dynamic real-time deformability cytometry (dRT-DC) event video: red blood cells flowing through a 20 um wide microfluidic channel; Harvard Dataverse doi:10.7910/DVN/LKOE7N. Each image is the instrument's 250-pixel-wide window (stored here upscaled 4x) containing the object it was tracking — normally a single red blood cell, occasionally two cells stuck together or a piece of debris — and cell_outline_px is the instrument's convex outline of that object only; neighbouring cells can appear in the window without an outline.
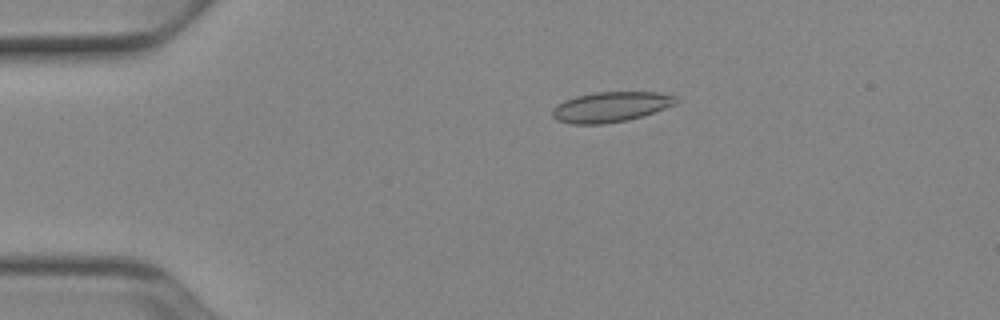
{"species": "Egyptian fruit bat (a non-hibernating species)", "species_latin": "Rousettus aegyptiacus", "temperature_condition": "cold", "stored_images_in_passage": 52, "camera_frame_rate_fps": 3000, "um_per_image_px": 0.085, "animal": {"sex": "female"}, "frame": {"image": 1, "passage_image": 11, "time_ms": 3.333, "image_size_px": [1000, 320], "cell_outline_px": [[680, 100], [676, 104], [628, 120], [604, 124], [572, 124], [556, 120], [552, 116], [552, 108], [556, 104], [564, 100], [576, 96], [596, 92], [656, 92], [676, 96]], "centroid_in_image_um": [51.88, 9.08], "position_along_channel_um": 33.1, "area_um2": 21.79}}
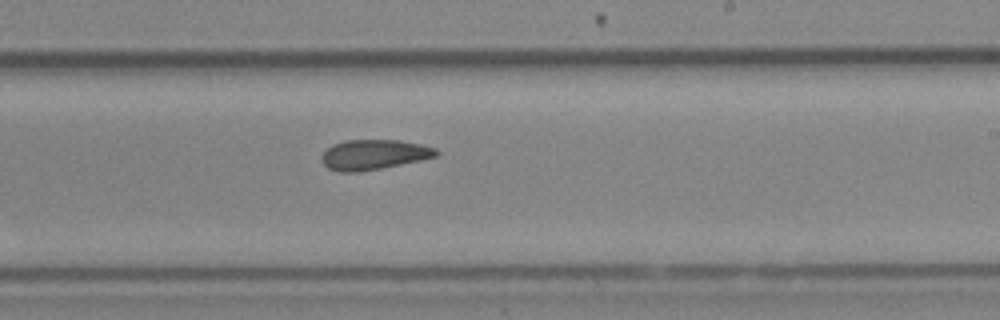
{"frame": {"image": 2, "passage_image": 32, "time_ms": 10.333, "image_size_px": [1000, 320], "cell_outline_px": [[440, 152], [436, 156], [420, 160], [360, 172], [340, 172], [328, 168], [324, 164], [324, 152], [332, 144], [344, 140], [400, 140], [420, 144], [436, 148]], "centroid_in_image_um": [31.8, 13.13], "position_along_channel_um": 257.2, "area_um2": 19.83}}
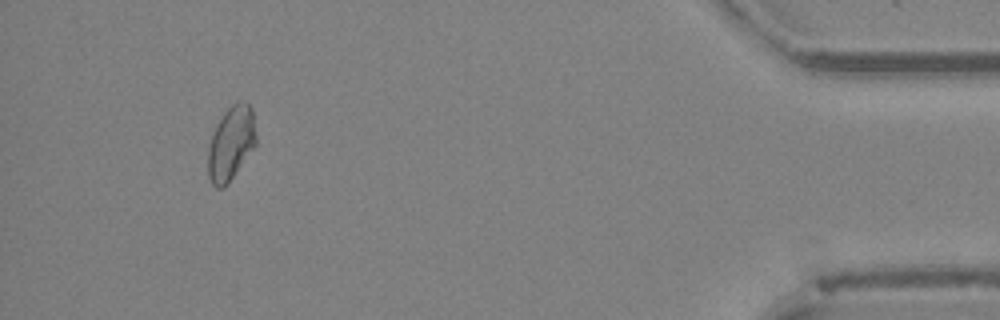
{"frame": {"image": 3, "passage_image": 49, "time_ms": 16.0, "image_size_px": [1000, 320], "cell_outline_px": [[256, 144], [228, 184], [224, 188], [216, 188], [212, 184], [208, 176], [208, 148], [216, 124], [224, 112], [232, 104], [240, 100], [244, 100], [252, 108], [256, 136]], "centroid_in_image_um": [19.63, 12.18], "position_along_channel_um": 415.6, "area_um2": 20.75}, "authors_computed_cell_mechanics": {"area_um2": 20.808, "velocity_mm_per_s": 3.903, "shape_relaxation_time_tau1_ms": null, "shape_relaxation_time_tau2_ms": 7.2099, "deformation_change_tau1": null, "deformation_change_tau2": 0.1253}}